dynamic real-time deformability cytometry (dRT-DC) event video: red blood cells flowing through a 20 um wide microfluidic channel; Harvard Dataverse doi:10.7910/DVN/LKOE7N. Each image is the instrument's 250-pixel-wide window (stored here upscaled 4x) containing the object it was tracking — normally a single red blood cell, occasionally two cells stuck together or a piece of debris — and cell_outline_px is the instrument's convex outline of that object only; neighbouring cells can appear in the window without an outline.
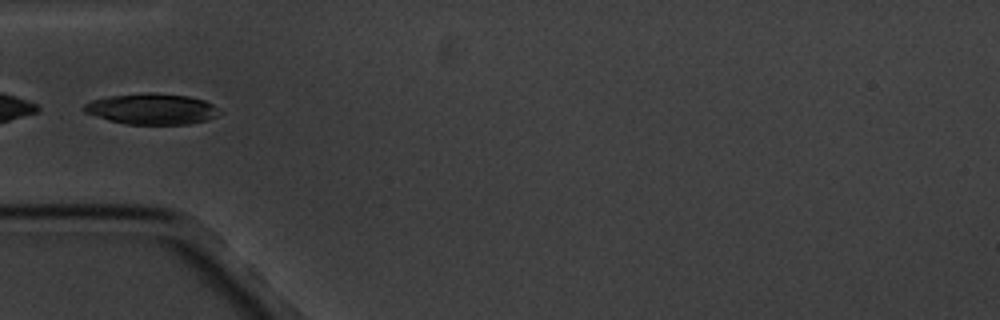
{"species": "common noctule bat (a hibernating species)", "species_latin": "Nyctalus noctula", "temperature_condition": "cold", "stored_images_in_passage": 8, "camera_frame_rate_fps": 3000, "um_per_image_px": 0.085, "animal": {"sex": "male", "body_mass_g": 20.1, "forearm_length_mm": 53.5}, "frame": {"image": 1, "passage_image": 4, "time_ms": 4.333, "image_size_px": [1000, 320], "cell_outline_px": [[224, 112], [208, 120], [188, 124], [128, 124], [108, 120], [84, 112], [84, 104], [92, 100], [108, 96], [148, 92], [188, 96], [204, 100], [220, 108]], "centroid_in_image_um": [12.95, 9.26], "position_along_channel_um": 72.1, "area_um2": 24.45}}
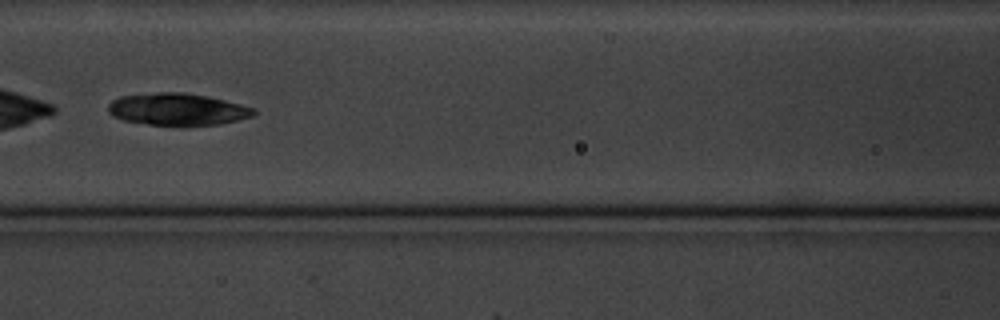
{"frame": {"image": 2, "passage_image": 6, "time_ms": 6.667, "image_size_px": [1000, 320], "cell_outline_px": [[256, 112], [252, 116], [220, 124], [184, 128], [148, 124], [124, 120], [112, 116], [108, 112], [108, 104], [112, 100], [120, 96], [160, 92], [184, 92], [208, 96], [256, 108]], "centroid_in_image_um": [15.09, 9.32], "position_along_channel_um": 151.5, "area_um2": 27.86}}
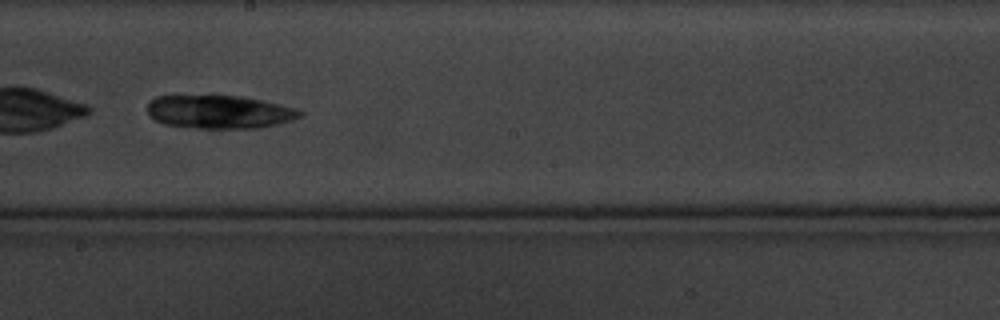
{"frame": {"image": 3, "passage_image": 8, "time_ms": 9.0, "image_size_px": [1000, 320], "cell_outline_px": [[304, 116], [292, 120], [276, 124], [256, 128], [200, 128], [164, 124], [156, 120], [148, 112], [148, 104], [156, 96], [240, 96], [280, 104], [296, 108], [304, 112]], "centroid_in_image_um": [18.7, 9.51], "position_along_channel_um": 229.5, "area_um2": 29.3}}